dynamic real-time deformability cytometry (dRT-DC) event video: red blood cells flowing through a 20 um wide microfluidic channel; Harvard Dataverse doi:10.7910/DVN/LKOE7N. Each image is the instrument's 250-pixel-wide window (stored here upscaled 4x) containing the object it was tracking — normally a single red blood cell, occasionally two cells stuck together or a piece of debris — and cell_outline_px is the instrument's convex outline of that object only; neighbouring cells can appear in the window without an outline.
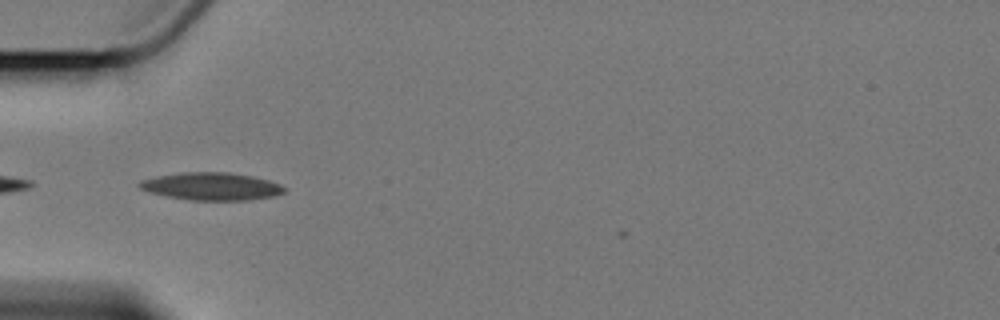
{"species": "Egyptian fruit bat (a non-hibernating species)", "species_latin": "Rousettus aegyptiacus", "temperature_condition": "cold", "stored_images_in_passage": 2, "camera_frame_rate_fps": 3000, "um_per_image_px": 0.085, "animal": {"sex": "female"}, "frame": {"image": 1, "passage_image": 1, "time_ms": 0.0, "image_size_px": [1000, 320], "cell_outline_px": [[288, 192], [276, 196], [248, 200], [192, 200], [168, 196], [152, 192], [140, 188], [136, 184], [140, 180], [156, 176], [180, 172], [228, 172], [252, 176], [268, 180], [280, 184], [288, 188]], "centroid_in_image_um": [18.03, 15.83], "position_along_channel_um": 67.0, "area_um2": 23.47}}